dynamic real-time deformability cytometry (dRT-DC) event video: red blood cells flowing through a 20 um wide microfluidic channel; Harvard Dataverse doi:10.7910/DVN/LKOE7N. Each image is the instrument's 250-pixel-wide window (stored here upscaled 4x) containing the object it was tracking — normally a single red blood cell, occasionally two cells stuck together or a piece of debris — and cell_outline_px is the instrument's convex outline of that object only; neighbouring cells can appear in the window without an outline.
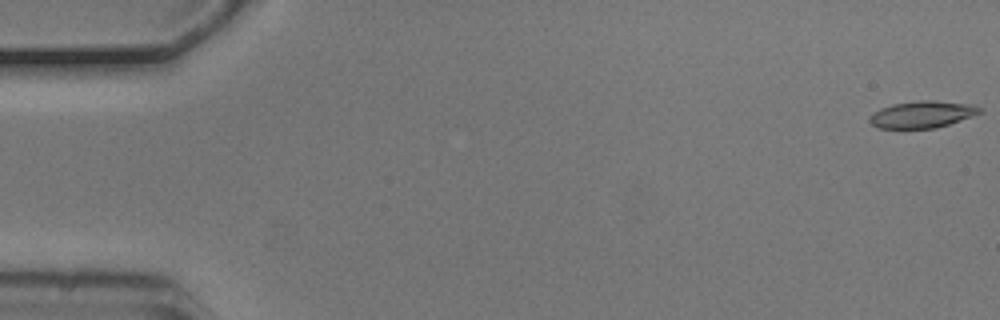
{"species": "common noctule bat (a hibernating species)", "species_latin": "Nyctalus noctula", "temperature_condition": "cold", "stored_images_in_passage": 9, "camera_frame_rate_fps": 3000, "um_per_image_px": 0.085, "animal": {"sex": "male", "body_mass_g": 20.5, "forearm_length_mm": 52.5}, "frame": {"image": 1, "passage_image": 1, "time_ms": 0.0, "image_size_px": [1000, 320], "cell_outline_px": [[980, 112], [948, 124], [936, 128], [880, 128], [872, 124], [868, 120], [880, 108], [892, 104], [920, 100], [932, 100], [976, 104], [980, 108]], "centroid_in_image_um": [78.39, 9.71], "position_along_channel_um": 6.6, "area_um2": 16.94}}
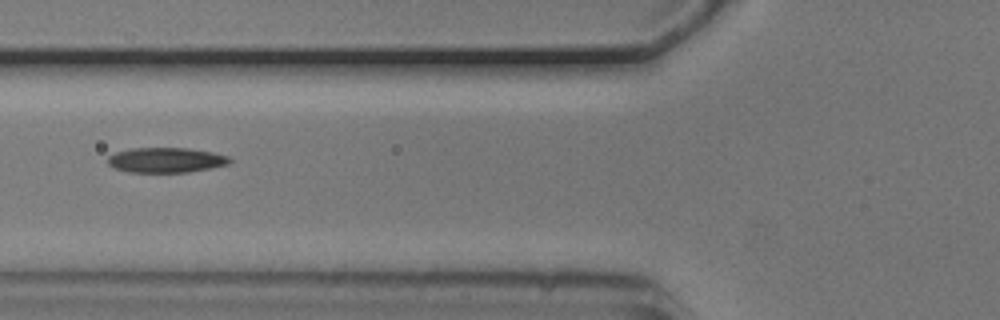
{"frame": {"image": 2, "passage_image": 6, "time_ms": 1.667, "image_size_px": [1000, 320], "cell_outline_px": [[232, 160], [228, 164], [188, 172], [128, 172], [112, 168], [108, 164], [108, 156], [116, 152], [132, 148], [188, 148], [212, 152], [228, 156]], "centroid_in_image_um": [14.07, 13.6], "position_along_channel_um": 111.7, "area_um2": 17.74}}
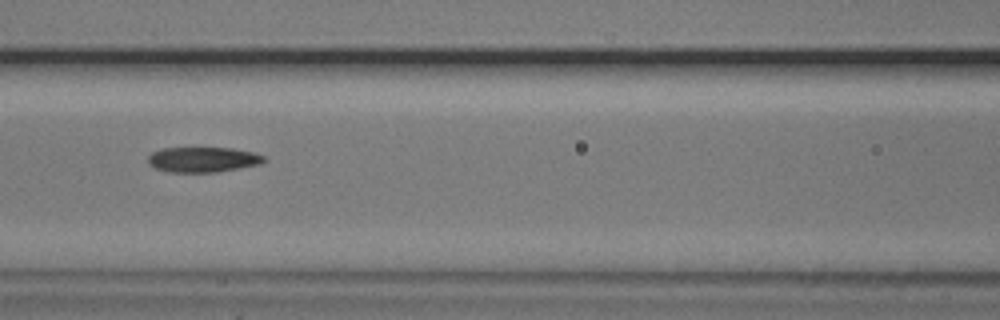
{"frame": {"image": 3, "passage_image": 7, "time_ms": 2.0, "image_size_px": [1000, 320], "cell_outline_px": [[268, 160], [260, 164], [240, 168], [216, 172], [168, 172], [156, 168], [148, 164], [148, 156], [152, 152], [160, 148], [232, 148], [256, 152], [264, 156]], "centroid_in_image_um": [17.27, 13.56], "position_along_channel_um": 149.3, "area_um2": 17.22}}